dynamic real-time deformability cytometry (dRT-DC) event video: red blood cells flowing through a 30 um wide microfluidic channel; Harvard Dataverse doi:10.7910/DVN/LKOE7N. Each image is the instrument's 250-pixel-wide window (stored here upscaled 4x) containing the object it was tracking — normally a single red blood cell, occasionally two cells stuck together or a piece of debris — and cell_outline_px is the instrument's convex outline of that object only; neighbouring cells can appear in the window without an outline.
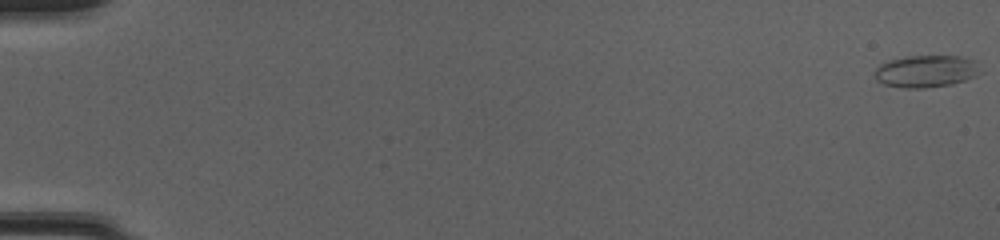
{"species": "common noctule bat (a hibernating species)", "species_latin": "Nyctalus noctula", "temperature_condition": "cold", "stored_images_in_passage": 51, "camera_frame_rate_fps": 3000, "um_per_image_px": 0.085, "animal": {"sex": "female", "body_mass_g": 20.0, "forearm_length_mm": 54.0}, "frame": {"image": 1, "passage_image": 1, "time_ms": 0.0, "image_size_px": [1000, 240], "cell_outline_px": [[984, 72], [976, 76], [952, 84], [924, 88], [904, 88], [884, 84], [876, 80], [876, 68], [880, 64], [888, 60], [908, 56], [960, 56], [976, 60]], "centroid_in_image_um": [78.78, 6.05], "position_along_channel_um": 6.2, "area_um2": 20.0}}
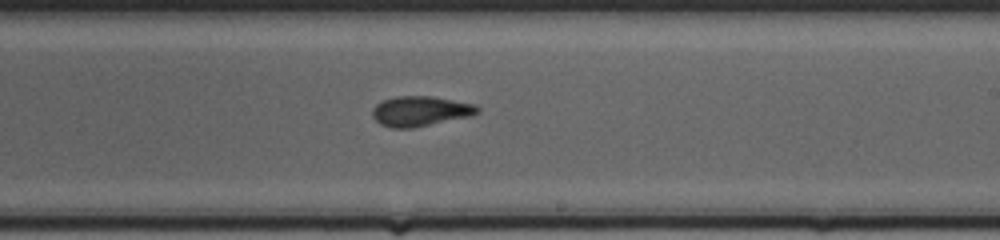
{"frame": {"image": 2, "passage_image": 32, "time_ms": 10.333, "image_size_px": [1000, 240], "cell_outline_px": [[480, 112], [472, 116], [412, 128], [392, 128], [380, 124], [372, 116], [372, 108], [376, 104], [384, 100], [396, 96], [432, 96], [476, 104], [480, 108]], "centroid_in_image_um": [35.75, 9.45], "position_along_channel_um": 253.2, "area_um2": 18.55}}
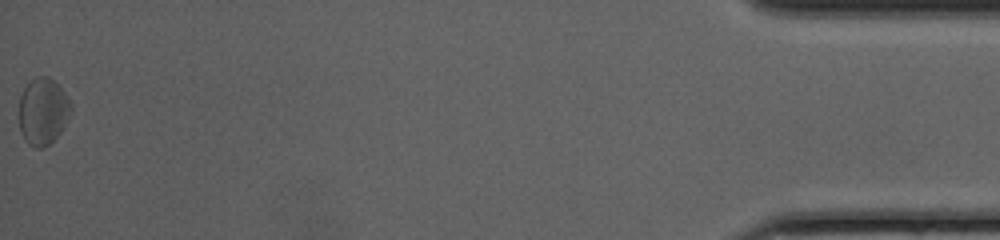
{"frame": {"image": 3, "passage_image": 51, "time_ms": 16.667, "image_size_px": [1000, 240], "cell_outline_px": [[72, 112], [60, 132], [44, 148], [36, 148], [28, 144], [24, 140], [20, 132], [20, 96], [24, 88], [36, 76], [48, 76], [64, 92], [72, 104]], "centroid_in_image_um": [3.65, 9.48], "position_along_channel_um": 431.5, "area_um2": 20.06}, "authors_computed_cell_mechanics": {"area_um2": 18.5538, "velocity_mm_per_s": 4.2393, "shape_relaxation_time_tau1_ms": 5.3819, "shape_relaxation_time_tau2_ms": 4.0097, "deformation_change_tau1": 0.1483, "deformation_change_tau2": 0.0824}}